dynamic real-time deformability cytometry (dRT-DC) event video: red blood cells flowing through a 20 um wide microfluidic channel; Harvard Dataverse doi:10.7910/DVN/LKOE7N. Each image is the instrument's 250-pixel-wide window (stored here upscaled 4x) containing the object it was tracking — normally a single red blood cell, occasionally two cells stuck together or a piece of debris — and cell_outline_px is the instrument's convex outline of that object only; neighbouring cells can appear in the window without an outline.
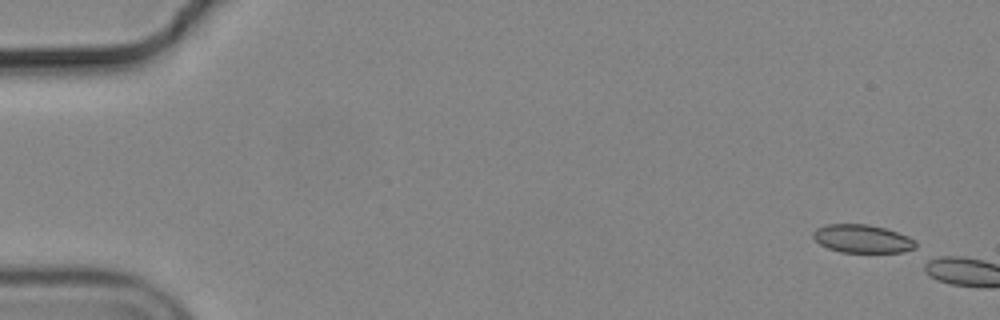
{"species": "common noctule bat (a hibernating species)", "species_latin": "Nyctalus noctula", "temperature_condition": "cold", "stored_images_in_passage": 4, "camera_frame_rate_fps": 3000, "um_per_image_px": 0.085, "animal": {"sex": "male", "body_mass_g": 19.2, "forearm_length_mm": 51.8}, "frame": {"image": 1, "passage_image": 1, "time_ms": 0.0, "image_size_px": [1000, 320], "cell_outline_px": [[916, 252], [840, 252], [828, 248], [820, 244], [812, 236], [812, 232], [816, 228], [828, 224], [868, 224], [884, 228], [908, 236], [916, 244]], "centroid_in_image_um": [73.31, 20.3], "position_along_channel_um": 11.7, "area_um2": 16.94}}